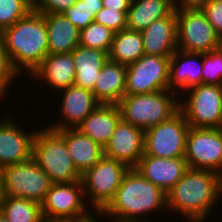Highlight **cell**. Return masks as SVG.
<instances>
[{
	"mask_svg": "<svg viewBox=\"0 0 222 222\" xmlns=\"http://www.w3.org/2000/svg\"><path fill=\"white\" fill-rule=\"evenodd\" d=\"M56 131L65 139L69 156L81 174L104 156V148L77 128Z\"/></svg>",
	"mask_w": 222,
	"mask_h": 222,
	"instance_id": "obj_22",
	"label": "cell"
},
{
	"mask_svg": "<svg viewBox=\"0 0 222 222\" xmlns=\"http://www.w3.org/2000/svg\"><path fill=\"white\" fill-rule=\"evenodd\" d=\"M5 115L0 120V167L30 159L37 130L26 131L15 121L17 119H13L12 114Z\"/></svg>",
	"mask_w": 222,
	"mask_h": 222,
	"instance_id": "obj_14",
	"label": "cell"
},
{
	"mask_svg": "<svg viewBox=\"0 0 222 222\" xmlns=\"http://www.w3.org/2000/svg\"><path fill=\"white\" fill-rule=\"evenodd\" d=\"M144 55L140 32L124 29L114 34L108 59L119 64L129 65Z\"/></svg>",
	"mask_w": 222,
	"mask_h": 222,
	"instance_id": "obj_27",
	"label": "cell"
},
{
	"mask_svg": "<svg viewBox=\"0 0 222 222\" xmlns=\"http://www.w3.org/2000/svg\"><path fill=\"white\" fill-rule=\"evenodd\" d=\"M82 181L55 183L41 203L44 220L72 222L89 213Z\"/></svg>",
	"mask_w": 222,
	"mask_h": 222,
	"instance_id": "obj_10",
	"label": "cell"
},
{
	"mask_svg": "<svg viewBox=\"0 0 222 222\" xmlns=\"http://www.w3.org/2000/svg\"><path fill=\"white\" fill-rule=\"evenodd\" d=\"M201 10L222 40V0H206Z\"/></svg>",
	"mask_w": 222,
	"mask_h": 222,
	"instance_id": "obj_35",
	"label": "cell"
},
{
	"mask_svg": "<svg viewBox=\"0 0 222 222\" xmlns=\"http://www.w3.org/2000/svg\"><path fill=\"white\" fill-rule=\"evenodd\" d=\"M180 98L175 91L163 90L125 95L117 105L124 122L145 131L177 114L180 111Z\"/></svg>",
	"mask_w": 222,
	"mask_h": 222,
	"instance_id": "obj_4",
	"label": "cell"
},
{
	"mask_svg": "<svg viewBox=\"0 0 222 222\" xmlns=\"http://www.w3.org/2000/svg\"><path fill=\"white\" fill-rule=\"evenodd\" d=\"M28 3H30L31 5H33L35 2H36V0H26Z\"/></svg>",
	"mask_w": 222,
	"mask_h": 222,
	"instance_id": "obj_42",
	"label": "cell"
},
{
	"mask_svg": "<svg viewBox=\"0 0 222 222\" xmlns=\"http://www.w3.org/2000/svg\"><path fill=\"white\" fill-rule=\"evenodd\" d=\"M17 77V78H16ZM18 73L12 68L5 51L4 43L0 35V99L6 97L11 86L18 78ZM12 83V84H11ZM0 100V101H1Z\"/></svg>",
	"mask_w": 222,
	"mask_h": 222,
	"instance_id": "obj_33",
	"label": "cell"
},
{
	"mask_svg": "<svg viewBox=\"0 0 222 222\" xmlns=\"http://www.w3.org/2000/svg\"><path fill=\"white\" fill-rule=\"evenodd\" d=\"M108 220H109V222H125V221H118V220H112V221H111V220H110V217H109Z\"/></svg>",
	"mask_w": 222,
	"mask_h": 222,
	"instance_id": "obj_43",
	"label": "cell"
},
{
	"mask_svg": "<svg viewBox=\"0 0 222 222\" xmlns=\"http://www.w3.org/2000/svg\"><path fill=\"white\" fill-rule=\"evenodd\" d=\"M185 160L191 169L222 175V128H189Z\"/></svg>",
	"mask_w": 222,
	"mask_h": 222,
	"instance_id": "obj_13",
	"label": "cell"
},
{
	"mask_svg": "<svg viewBox=\"0 0 222 222\" xmlns=\"http://www.w3.org/2000/svg\"><path fill=\"white\" fill-rule=\"evenodd\" d=\"M0 211L10 222H43L41 204L21 197L5 196Z\"/></svg>",
	"mask_w": 222,
	"mask_h": 222,
	"instance_id": "obj_28",
	"label": "cell"
},
{
	"mask_svg": "<svg viewBox=\"0 0 222 222\" xmlns=\"http://www.w3.org/2000/svg\"><path fill=\"white\" fill-rule=\"evenodd\" d=\"M102 8V0H77L63 15L81 31L94 21L95 15Z\"/></svg>",
	"mask_w": 222,
	"mask_h": 222,
	"instance_id": "obj_30",
	"label": "cell"
},
{
	"mask_svg": "<svg viewBox=\"0 0 222 222\" xmlns=\"http://www.w3.org/2000/svg\"><path fill=\"white\" fill-rule=\"evenodd\" d=\"M43 222H65V221H47V220H44Z\"/></svg>",
	"mask_w": 222,
	"mask_h": 222,
	"instance_id": "obj_44",
	"label": "cell"
},
{
	"mask_svg": "<svg viewBox=\"0 0 222 222\" xmlns=\"http://www.w3.org/2000/svg\"><path fill=\"white\" fill-rule=\"evenodd\" d=\"M144 134L141 128L121 120L104 147V156L135 168L144 155Z\"/></svg>",
	"mask_w": 222,
	"mask_h": 222,
	"instance_id": "obj_16",
	"label": "cell"
},
{
	"mask_svg": "<svg viewBox=\"0 0 222 222\" xmlns=\"http://www.w3.org/2000/svg\"><path fill=\"white\" fill-rule=\"evenodd\" d=\"M114 34L111 29L93 21L80 31L79 45L109 53Z\"/></svg>",
	"mask_w": 222,
	"mask_h": 222,
	"instance_id": "obj_29",
	"label": "cell"
},
{
	"mask_svg": "<svg viewBox=\"0 0 222 222\" xmlns=\"http://www.w3.org/2000/svg\"><path fill=\"white\" fill-rule=\"evenodd\" d=\"M93 211L89 212L85 216L79 217L78 219H76V220H74L72 222H98V220H99L98 218H100V217H101L100 219H102V217L104 219H106V218L108 219L109 218V217H107V214L104 211H102V210H93Z\"/></svg>",
	"mask_w": 222,
	"mask_h": 222,
	"instance_id": "obj_39",
	"label": "cell"
},
{
	"mask_svg": "<svg viewBox=\"0 0 222 222\" xmlns=\"http://www.w3.org/2000/svg\"><path fill=\"white\" fill-rule=\"evenodd\" d=\"M202 66L203 53L176 50L170 57L169 90H175L180 96L189 88L202 84Z\"/></svg>",
	"mask_w": 222,
	"mask_h": 222,
	"instance_id": "obj_19",
	"label": "cell"
},
{
	"mask_svg": "<svg viewBox=\"0 0 222 222\" xmlns=\"http://www.w3.org/2000/svg\"><path fill=\"white\" fill-rule=\"evenodd\" d=\"M127 12L128 11H117L103 7L95 15L94 21L116 33L127 28Z\"/></svg>",
	"mask_w": 222,
	"mask_h": 222,
	"instance_id": "obj_34",
	"label": "cell"
},
{
	"mask_svg": "<svg viewBox=\"0 0 222 222\" xmlns=\"http://www.w3.org/2000/svg\"><path fill=\"white\" fill-rule=\"evenodd\" d=\"M43 128H39L34 136L32 158L53 184L80 181L82 174L69 156L65 139L56 130Z\"/></svg>",
	"mask_w": 222,
	"mask_h": 222,
	"instance_id": "obj_5",
	"label": "cell"
},
{
	"mask_svg": "<svg viewBox=\"0 0 222 222\" xmlns=\"http://www.w3.org/2000/svg\"><path fill=\"white\" fill-rule=\"evenodd\" d=\"M206 0H172L175 10L201 8Z\"/></svg>",
	"mask_w": 222,
	"mask_h": 222,
	"instance_id": "obj_37",
	"label": "cell"
},
{
	"mask_svg": "<svg viewBox=\"0 0 222 222\" xmlns=\"http://www.w3.org/2000/svg\"><path fill=\"white\" fill-rule=\"evenodd\" d=\"M5 196L4 171L3 167H0V202Z\"/></svg>",
	"mask_w": 222,
	"mask_h": 222,
	"instance_id": "obj_40",
	"label": "cell"
},
{
	"mask_svg": "<svg viewBox=\"0 0 222 222\" xmlns=\"http://www.w3.org/2000/svg\"><path fill=\"white\" fill-rule=\"evenodd\" d=\"M222 47L201 8L177 10V50L188 53H207Z\"/></svg>",
	"mask_w": 222,
	"mask_h": 222,
	"instance_id": "obj_8",
	"label": "cell"
},
{
	"mask_svg": "<svg viewBox=\"0 0 222 222\" xmlns=\"http://www.w3.org/2000/svg\"><path fill=\"white\" fill-rule=\"evenodd\" d=\"M0 35L12 68L18 75L21 72L22 75L27 73L29 78L48 55L47 28L43 14L31 11L4 29Z\"/></svg>",
	"mask_w": 222,
	"mask_h": 222,
	"instance_id": "obj_3",
	"label": "cell"
},
{
	"mask_svg": "<svg viewBox=\"0 0 222 222\" xmlns=\"http://www.w3.org/2000/svg\"><path fill=\"white\" fill-rule=\"evenodd\" d=\"M127 65L107 60L96 80L95 99L100 104H118L125 96Z\"/></svg>",
	"mask_w": 222,
	"mask_h": 222,
	"instance_id": "obj_23",
	"label": "cell"
},
{
	"mask_svg": "<svg viewBox=\"0 0 222 222\" xmlns=\"http://www.w3.org/2000/svg\"><path fill=\"white\" fill-rule=\"evenodd\" d=\"M135 169L167 194L189 167L184 157L162 158L143 155Z\"/></svg>",
	"mask_w": 222,
	"mask_h": 222,
	"instance_id": "obj_17",
	"label": "cell"
},
{
	"mask_svg": "<svg viewBox=\"0 0 222 222\" xmlns=\"http://www.w3.org/2000/svg\"><path fill=\"white\" fill-rule=\"evenodd\" d=\"M170 57L144 54L127 65L125 95L169 90Z\"/></svg>",
	"mask_w": 222,
	"mask_h": 222,
	"instance_id": "obj_12",
	"label": "cell"
},
{
	"mask_svg": "<svg viewBox=\"0 0 222 222\" xmlns=\"http://www.w3.org/2000/svg\"><path fill=\"white\" fill-rule=\"evenodd\" d=\"M30 77L35 80H41L45 85L56 93L75 82V63L71 52L48 54L43 62L31 73Z\"/></svg>",
	"mask_w": 222,
	"mask_h": 222,
	"instance_id": "obj_20",
	"label": "cell"
},
{
	"mask_svg": "<svg viewBox=\"0 0 222 222\" xmlns=\"http://www.w3.org/2000/svg\"><path fill=\"white\" fill-rule=\"evenodd\" d=\"M48 54L72 52L79 45L80 31L63 13L45 14Z\"/></svg>",
	"mask_w": 222,
	"mask_h": 222,
	"instance_id": "obj_25",
	"label": "cell"
},
{
	"mask_svg": "<svg viewBox=\"0 0 222 222\" xmlns=\"http://www.w3.org/2000/svg\"><path fill=\"white\" fill-rule=\"evenodd\" d=\"M173 10L172 0L132 1L127 12V28L142 32L153 21L168 16Z\"/></svg>",
	"mask_w": 222,
	"mask_h": 222,
	"instance_id": "obj_26",
	"label": "cell"
},
{
	"mask_svg": "<svg viewBox=\"0 0 222 222\" xmlns=\"http://www.w3.org/2000/svg\"><path fill=\"white\" fill-rule=\"evenodd\" d=\"M77 0H36L32 11L40 14L63 13L76 4Z\"/></svg>",
	"mask_w": 222,
	"mask_h": 222,
	"instance_id": "obj_36",
	"label": "cell"
},
{
	"mask_svg": "<svg viewBox=\"0 0 222 222\" xmlns=\"http://www.w3.org/2000/svg\"><path fill=\"white\" fill-rule=\"evenodd\" d=\"M121 120L117 104H99L77 129L104 148Z\"/></svg>",
	"mask_w": 222,
	"mask_h": 222,
	"instance_id": "obj_21",
	"label": "cell"
},
{
	"mask_svg": "<svg viewBox=\"0 0 222 222\" xmlns=\"http://www.w3.org/2000/svg\"><path fill=\"white\" fill-rule=\"evenodd\" d=\"M159 210L167 211L166 193L144 178L138 170L130 168L113 199L102 211L111 220L154 222L151 214L153 213L154 215V212L156 213L157 211L161 213ZM146 215H149L151 221ZM144 216H146L145 219H143Z\"/></svg>",
	"mask_w": 222,
	"mask_h": 222,
	"instance_id": "obj_2",
	"label": "cell"
},
{
	"mask_svg": "<svg viewBox=\"0 0 222 222\" xmlns=\"http://www.w3.org/2000/svg\"><path fill=\"white\" fill-rule=\"evenodd\" d=\"M189 124L179 111L165 122L145 130L144 155L162 158L185 156Z\"/></svg>",
	"mask_w": 222,
	"mask_h": 222,
	"instance_id": "obj_9",
	"label": "cell"
},
{
	"mask_svg": "<svg viewBox=\"0 0 222 222\" xmlns=\"http://www.w3.org/2000/svg\"><path fill=\"white\" fill-rule=\"evenodd\" d=\"M140 33L144 54L171 57L177 50V10L153 21Z\"/></svg>",
	"mask_w": 222,
	"mask_h": 222,
	"instance_id": "obj_18",
	"label": "cell"
},
{
	"mask_svg": "<svg viewBox=\"0 0 222 222\" xmlns=\"http://www.w3.org/2000/svg\"><path fill=\"white\" fill-rule=\"evenodd\" d=\"M166 196L170 212L179 213L186 222H206L210 211L222 200V175L189 168Z\"/></svg>",
	"mask_w": 222,
	"mask_h": 222,
	"instance_id": "obj_1",
	"label": "cell"
},
{
	"mask_svg": "<svg viewBox=\"0 0 222 222\" xmlns=\"http://www.w3.org/2000/svg\"><path fill=\"white\" fill-rule=\"evenodd\" d=\"M202 84L222 85V47L203 53Z\"/></svg>",
	"mask_w": 222,
	"mask_h": 222,
	"instance_id": "obj_32",
	"label": "cell"
},
{
	"mask_svg": "<svg viewBox=\"0 0 222 222\" xmlns=\"http://www.w3.org/2000/svg\"><path fill=\"white\" fill-rule=\"evenodd\" d=\"M129 169L126 164L103 156L82 174L85 200L92 207L89 211L103 210L110 203Z\"/></svg>",
	"mask_w": 222,
	"mask_h": 222,
	"instance_id": "obj_6",
	"label": "cell"
},
{
	"mask_svg": "<svg viewBox=\"0 0 222 222\" xmlns=\"http://www.w3.org/2000/svg\"><path fill=\"white\" fill-rule=\"evenodd\" d=\"M75 63L74 85L94 91L102 66L108 60V53L78 45L72 50Z\"/></svg>",
	"mask_w": 222,
	"mask_h": 222,
	"instance_id": "obj_24",
	"label": "cell"
},
{
	"mask_svg": "<svg viewBox=\"0 0 222 222\" xmlns=\"http://www.w3.org/2000/svg\"><path fill=\"white\" fill-rule=\"evenodd\" d=\"M132 0H102L103 7L117 11H128Z\"/></svg>",
	"mask_w": 222,
	"mask_h": 222,
	"instance_id": "obj_38",
	"label": "cell"
},
{
	"mask_svg": "<svg viewBox=\"0 0 222 222\" xmlns=\"http://www.w3.org/2000/svg\"><path fill=\"white\" fill-rule=\"evenodd\" d=\"M32 11L26 0H0V33Z\"/></svg>",
	"mask_w": 222,
	"mask_h": 222,
	"instance_id": "obj_31",
	"label": "cell"
},
{
	"mask_svg": "<svg viewBox=\"0 0 222 222\" xmlns=\"http://www.w3.org/2000/svg\"><path fill=\"white\" fill-rule=\"evenodd\" d=\"M184 93L180 111L190 127L222 128V85L199 84Z\"/></svg>",
	"mask_w": 222,
	"mask_h": 222,
	"instance_id": "obj_7",
	"label": "cell"
},
{
	"mask_svg": "<svg viewBox=\"0 0 222 222\" xmlns=\"http://www.w3.org/2000/svg\"><path fill=\"white\" fill-rule=\"evenodd\" d=\"M62 93L58 119L47 127L53 130L77 128L82 121L100 104L90 90L72 85L59 91ZM61 114V115H60ZM61 116V117H60ZM60 117V118H59ZM58 121V122H57ZM57 122V123H56Z\"/></svg>",
	"mask_w": 222,
	"mask_h": 222,
	"instance_id": "obj_15",
	"label": "cell"
},
{
	"mask_svg": "<svg viewBox=\"0 0 222 222\" xmlns=\"http://www.w3.org/2000/svg\"><path fill=\"white\" fill-rule=\"evenodd\" d=\"M0 222H10L6 216L3 214V212L0 211Z\"/></svg>",
	"mask_w": 222,
	"mask_h": 222,
	"instance_id": "obj_41",
	"label": "cell"
},
{
	"mask_svg": "<svg viewBox=\"0 0 222 222\" xmlns=\"http://www.w3.org/2000/svg\"><path fill=\"white\" fill-rule=\"evenodd\" d=\"M3 171L6 196L21 197L41 204L53 184L32 157L5 166Z\"/></svg>",
	"mask_w": 222,
	"mask_h": 222,
	"instance_id": "obj_11",
	"label": "cell"
}]
</instances>
